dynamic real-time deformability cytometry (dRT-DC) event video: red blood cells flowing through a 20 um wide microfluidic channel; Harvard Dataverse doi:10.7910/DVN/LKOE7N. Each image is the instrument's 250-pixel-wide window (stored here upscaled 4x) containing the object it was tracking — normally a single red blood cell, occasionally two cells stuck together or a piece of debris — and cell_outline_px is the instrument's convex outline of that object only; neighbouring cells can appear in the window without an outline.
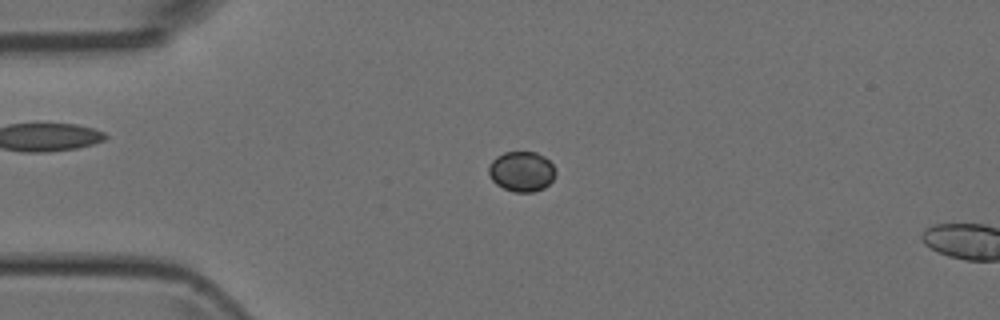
{"species": "Egyptian fruit bat (a non-hibernating species)", "species_latin": "Rousettus aegyptiacus", "temperature_condition": "room temperature", "stored_images_in_passage": 4, "camera_frame_rate_fps": 3000, "um_per_image_px": 0.085, "animal": {"sex": "female"}, "frame": {"image": 1, "passage_image": 1, "time_ms": 0.0, "image_size_px": [1000, 320], "cell_outline_px": [[556, 172], [552, 180], [544, 188], [532, 192], [512, 192], [496, 184], [492, 180], [488, 172], [488, 168], [492, 160], [496, 156], [504, 152], [536, 152], [544, 156], [552, 164]], "centroid_in_image_um": [44.32, 14.57], "position_along_channel_um": 40.7, "area_um2": 15.66}}